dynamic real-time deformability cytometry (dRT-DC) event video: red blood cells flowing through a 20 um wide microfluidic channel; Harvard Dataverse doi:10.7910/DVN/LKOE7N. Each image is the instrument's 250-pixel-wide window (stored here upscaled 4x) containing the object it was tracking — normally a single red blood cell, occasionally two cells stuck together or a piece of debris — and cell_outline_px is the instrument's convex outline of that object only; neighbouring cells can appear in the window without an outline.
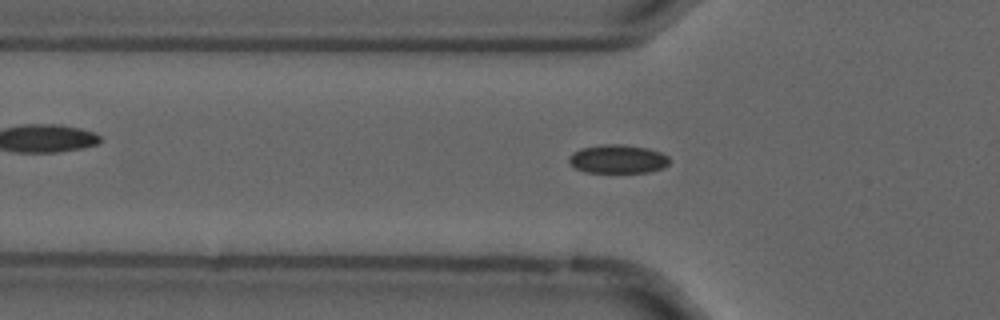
{"species": "common noctule bat (a hibernating species)", "species_latin": "Nyctalus noctula", "temperature_condition": "cold", "stored_images_in_passage": 48, "camera_frame_rate_fps": 3000, "um_per_image_px": 0.085, "animal": {"sex": "male", "forearm_length_mm": 52.5}, "frame": {"image": 1, "passage_image": 13, "time_ms": 4.0, "image_size_px": [1000, 320], "cell_outline_px": [[668, 164], [664, 168], [652, 172], [584, 172], [576, 168], [568, 160], [568, 156], [572, 152], [580, 148], [604, 144], [624, 144], [648, 148], [660, 152], [668, 156]], "centroid_in_image_um": [52.51, 13.51], "position_along_channel_um": 73.3, "area_um2": 16.88}}
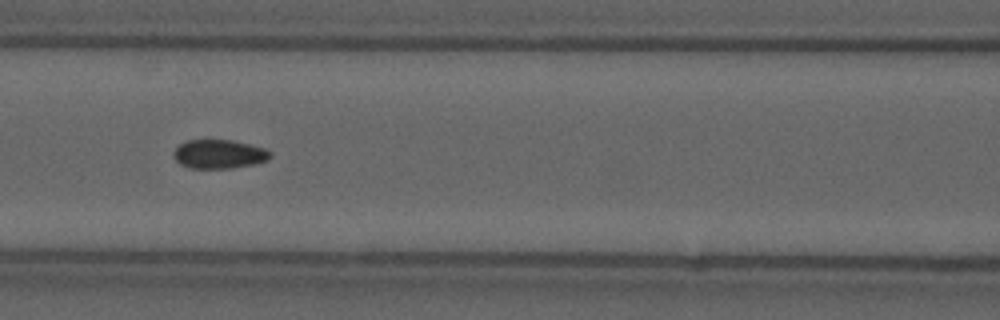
{"frame": {"image": 2, "passage_image": 19, "time_ms": 6.0, "image_size_px": [1000, 320], "cell_outline_px": [[272, 156], [268, 160], [256, 164], [232, 168], [192, 168], [180, 164], [172, 156], [172, 152], [180, 144], [188, 140], [232, 140], [264, 148], [272, 152]], "centroid_in_image_um": [18.63, 13.1], "position_along_channel_um": 148.0, "area_um2": 16.36}}
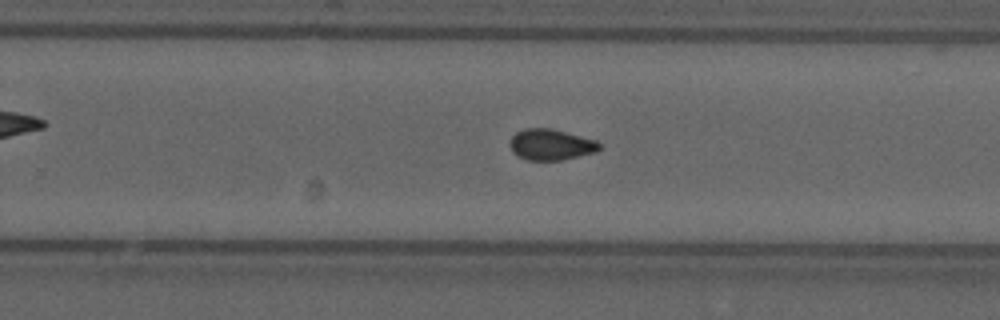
{"frame": {"image": 3, "passage_image": 30, "time_ms": 9.667, "image_size_px": [1000, 320], "cell_outline_px": [[604, 144], [596, 152], [564, 160], [528, 160], [516, 156], [512, 152], [508, 144], [512, 136], [516, 132], [524, 128], [552, 128], [596, 140]], "centroid_in_image_um": [46.82, 12.29], "position_along_channel_um": 283.0, "area_um2": 16.53}}